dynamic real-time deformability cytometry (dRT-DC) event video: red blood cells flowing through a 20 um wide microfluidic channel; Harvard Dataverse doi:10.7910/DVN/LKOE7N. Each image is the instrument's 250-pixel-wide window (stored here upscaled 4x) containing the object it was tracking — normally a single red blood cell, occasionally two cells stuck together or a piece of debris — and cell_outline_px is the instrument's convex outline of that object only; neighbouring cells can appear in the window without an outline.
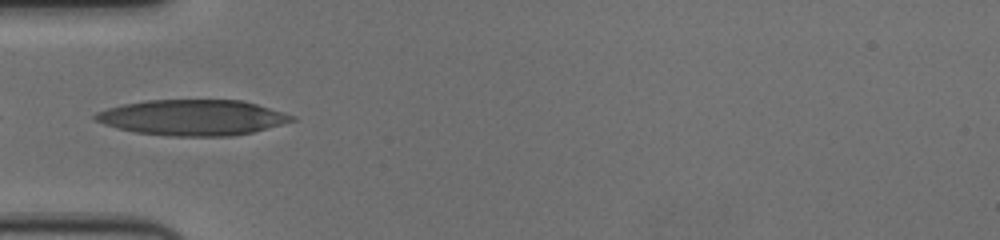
{"species": "human", "species_latin": "Homo sapiens", "temperature_condition": "cold", "stored_images_in_passage": 39, "camera_frame_rate_fps": 3000, "um_per_image_px": 0.085, "donor": {"sex": "female"}, "frame": {"image": 1, "passage_image": 1, "time_ms": 0.0, "image_size_px": [1000, 240], "cell_outline_px": [[296, 120], [268, 128], [236, 136], [168, 136], [136, 132], [116, 128], [104, 124], [96, 120], [92, 116], [96, 112], [108, 108], [124, 104], [144, 100], [240, 100], [256, 104], [284, 112], [296, 116]], "centroid_in_image_um": [16.37, 9.99], "position_along_channel_um": 68.6, "area_um2": 40.86}}
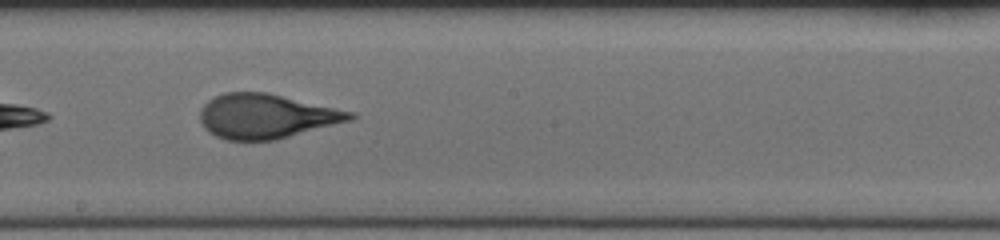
{"frame": {"image": 2, "passage_image": 14, "time_ms": 4.333, "image_size_px": [1000, 240], "cell_outline_px": [[356, 116], [352, 120], [276, 140], [228, 140], [216, 136], [208, 132], [204, 128], [200, 120], [200, 108], [208, 100], [224, 92], [268, 92], [356, 112]], "centroid_in_image_um": [22.64, 9.87], "position_along_channel_um": 225.6, "area_um2": 39.19}}
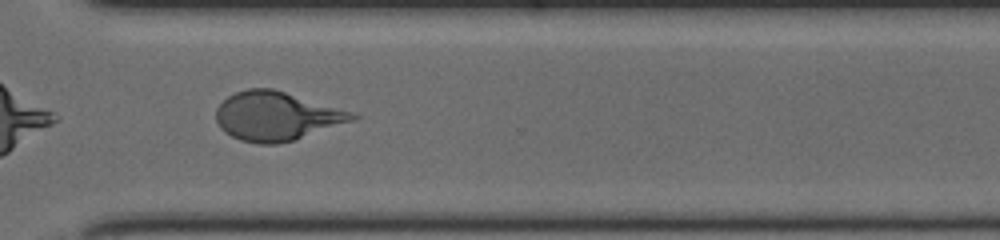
{"frame": {"image": 3, "passage_image": 24, "time_ms": 7.667, "image_size_px": [1000, 240], "cell_outline_px": [[360, 116], [356, 120], [292, 140], [276, 144], [256, 144], [240, 140], [224, 132], [220, 128], [216, 120], [216, 108], [228, 96], [236, 92], [248, 88], [272, 88], [352, 112]], "centroid_in_image_um": [23.47, 9.88], "position_along_channel_um": 347.1, "area_um2": 38.49}, "authors_computed_cell_mechanics": {"area_um2": 38.5526, "velocity_mm_per_s": 3.639, "shape_relaxation_time_tau1_ms": 6.5497, "shape_relaxation_time_tau2_ms": 0.7895, "deformation_change_tau1": 0.2427, "deformation_change_tau2": 0.089}}